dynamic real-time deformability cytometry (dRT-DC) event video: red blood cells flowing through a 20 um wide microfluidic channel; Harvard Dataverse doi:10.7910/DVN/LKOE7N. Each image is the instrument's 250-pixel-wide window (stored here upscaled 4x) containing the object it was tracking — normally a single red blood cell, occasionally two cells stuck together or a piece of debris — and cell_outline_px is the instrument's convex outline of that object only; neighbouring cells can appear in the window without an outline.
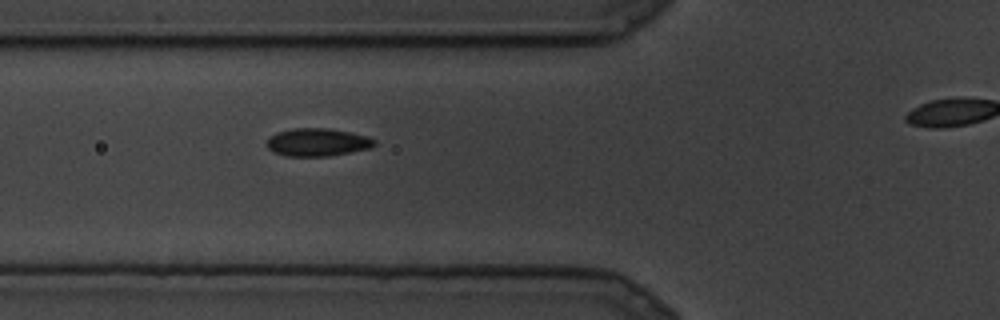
{"species": "common noctule bat (a hibernating species)", "species_latin": "Nyctalus noctula", "temperature_condition": "cold", "stored_images_in_passage": 5, "segment_of_instrument_passage": [1, 2], "camera_frame_rate_fps": 3000, "um_per_image_px": 0.085, "animal": {"sex": "male", "body_mass_g": 19.5, "forearm_length_mm": 54.6}, "frame": {"image": 1, "passage_image": 4, "time_ms": 1.0, "image_size_px": [1000, 320], "cell_outline_px": [[376, 144], [372, 148], [328, 156], [284, 156], [272, 152], [268, 148], [268, 140], [276, 132], [292, 128], [328, 128], [368, 136], [376, 140]], "centroid_in_image_um": [27.0, 12.09], "position_along_channel_um": 98.8, "area_um2": 17.51}}